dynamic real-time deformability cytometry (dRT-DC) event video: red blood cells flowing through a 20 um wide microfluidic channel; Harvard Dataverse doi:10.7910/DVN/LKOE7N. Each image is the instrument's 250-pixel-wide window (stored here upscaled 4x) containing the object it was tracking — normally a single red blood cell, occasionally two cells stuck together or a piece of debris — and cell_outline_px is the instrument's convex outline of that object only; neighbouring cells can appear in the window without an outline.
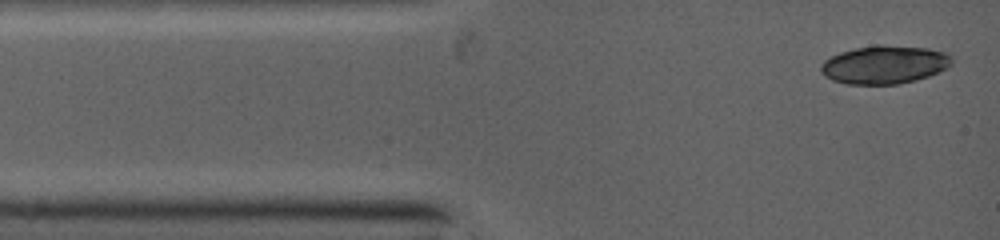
{"species": "common noctule bat (a hibernating species)", "species_latin": "Nyctalus noctula", "temperature_condition": "warm", "stored_images_in_passage": 4, "camera_frame_rate_fps": 5000, "um_per_image_px": 0.085, "animal": {"sex": "female", "body_mass_g": 19.0, "forearm_length_mm": 53.3}, "frame": {"image": 1, "passage_image": 1, "time_ms": 0.0, "image_size_px": [1000, 240], "cell_outline_px": [[952, 64], [948, 68], [928, 76], [916, 80], [900, 84], [844, 84], [832, 80], [824, 76], [820, 72], [820, 64], [824, 60], [840, 52], [856, 48], [928, 48], [944, 52], [952, 60]], "centroid_in_image_um": [75.14, 5.56], "position_along_channel_um": 9.9, "area_um2": 28.26}}